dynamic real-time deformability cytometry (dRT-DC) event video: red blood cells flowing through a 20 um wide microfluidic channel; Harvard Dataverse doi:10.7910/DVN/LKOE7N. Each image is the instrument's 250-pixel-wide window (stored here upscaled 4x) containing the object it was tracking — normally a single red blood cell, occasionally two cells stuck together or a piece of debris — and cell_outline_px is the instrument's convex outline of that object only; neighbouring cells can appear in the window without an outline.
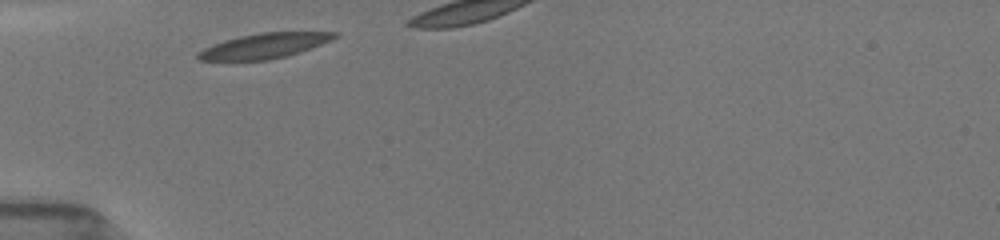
{"species": "common noctule bat (a hibernating species)", "species_latin": "Nyctalus noctula", "temperature_condition": "room temperature", "stored_images_in_passage": 3, "camera_frame_rate_fps": 3000, "um_per_image_px": 0.085, "animal": {"sex": "female", "body_mass_g": 19.5, "forearm_length_mm": 54.1}, "frame": {"image": 1, "passage_image": 1, "time_ms": 0.0, "image_size_px": [1000, 240], "cell_outline_px": [[340, 36], [332, 40], [300, 52], [268, 60], [196, 60], [196, 52], [212, 44], [224, 40], [240, 36], [260, 32], [336, 32]], "centroid_in_image_um": [22.45, 3.89], "position_along_channel_um": 62.6, "area_um2": 19.94}}